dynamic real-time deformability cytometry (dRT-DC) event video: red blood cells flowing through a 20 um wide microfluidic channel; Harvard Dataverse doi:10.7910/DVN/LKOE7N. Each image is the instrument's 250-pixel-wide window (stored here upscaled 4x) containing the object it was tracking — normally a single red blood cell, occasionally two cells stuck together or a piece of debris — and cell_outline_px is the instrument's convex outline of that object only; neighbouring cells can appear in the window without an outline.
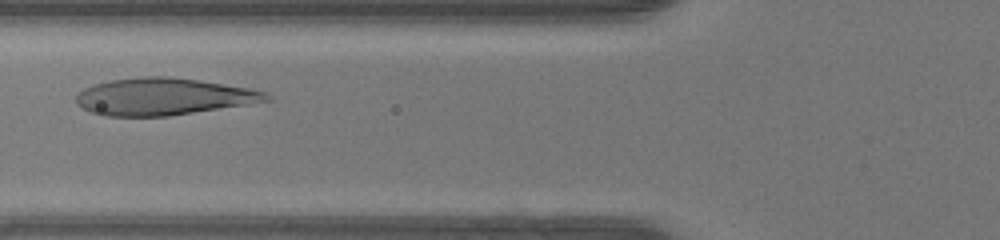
{"species": "human", "species_latin": "Homo sapiens", "temperature_condition": "warm", "stored_images_in_passage": 30, "camera_frame_rate_fps": 3000, "um_per_image_px": 0.085, "donor": {"sex": "female"}, "frame": {"image": 1, "passage_image": 9, "time_ms": 2.667, "image_size_px": [1000, 240], "cell_outline_px": [[272, 100], [248, 104], [168, 116], [104, 116], [92, 112], [76, 104], [76, 96], [84, 88], [96, 84], [112, 80], [144, 76], [168, 76], [196, 80], [248, 88], [268, 92], [272, 96]], "centroid_in_image_um": [13.9, 8.21], "position_along_channel_um": 111.9, "area_um2": 40.75}}
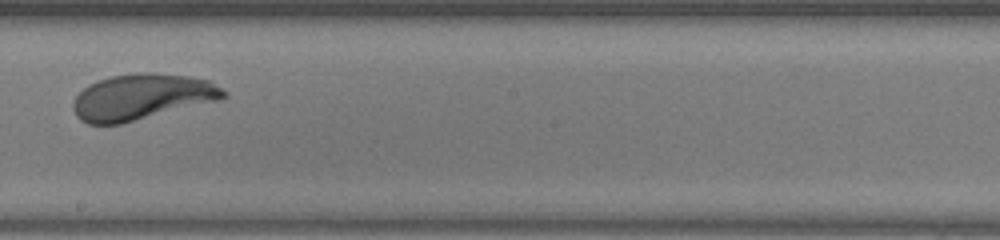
{"frame": {"image": 2, "passage_image": 18, "time_ms": 5.667, "image_size_px": [1000, 240], "cell_outline_px": [[228, 96], [220, 100], [120, 124], [88, 124], [80, 120], [76, 116], [72, 108], [72, 104], [76, 96], [88, 84], [112, 76], [144, 72], [148, 72], [188, 76], [208, 80], [228, 92]], "centroid_in_image_um": [12.06, 8.24], "position_along_channel_um": 236.1, "area_um2": 40.11}}
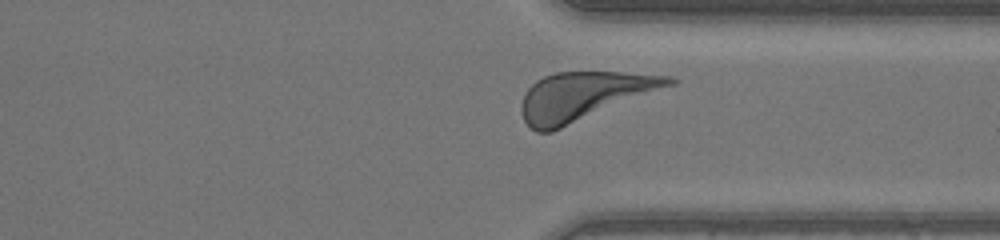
{"frame": {"image": 3, "passage_image": 27, "time_ms": 8.667, "image_size_px": [1000, 240], "cell_outline_px": [[680, 80], [676, 84], [552, 132], [536, 132], [524, 120], [520, 112], [520, 104], [524, 92], [536, 80], [544, 76], [556, 72], [624, 72], [672, 76]], "centroid_in_image_um": [49.63, 8.17], "position_along_channel_um": 361.8, "area_um2": 41.91}, "authors_computed_cell_mechanics": {"area_um2": 40.46, "velocity_mm_per_s": 4.1622, "shape_relaxation_time_tau1_ms": 2.8295, "shape_relaxation_time_tau2_ms": null, "deformation_change_tau1": 0.1768, "deformation_change_tau2": null}}